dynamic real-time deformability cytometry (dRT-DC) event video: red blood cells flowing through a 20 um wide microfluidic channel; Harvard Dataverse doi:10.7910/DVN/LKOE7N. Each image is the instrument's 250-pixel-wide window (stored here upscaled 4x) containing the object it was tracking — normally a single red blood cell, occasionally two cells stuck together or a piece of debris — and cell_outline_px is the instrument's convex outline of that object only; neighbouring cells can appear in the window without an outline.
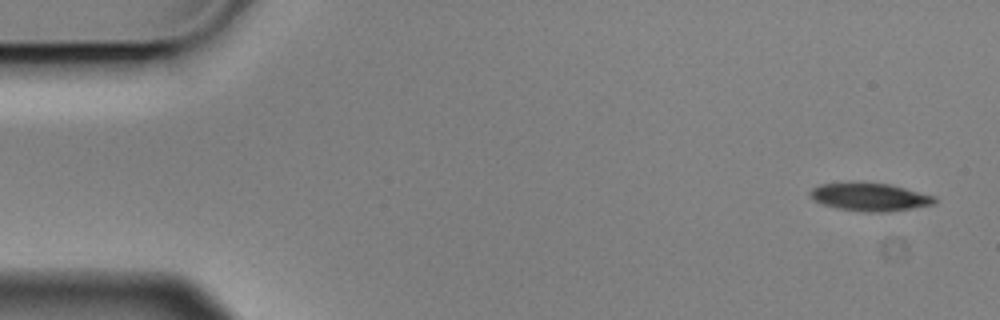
{"species": "Egyptian fruit bat (a non-hibernating species)", "species_latin": "Rousettus aegyptiacus", "temperature_condition": "cold", "stored_images_in_passage": 4, "segment_of_instrument_passage": [2, 2], "camera_frame_rate_fps": 3000, "um_per_image_px": 0.085, "animal": {"sex": "male"}, "frame": {"image": 1, "passage_image": 4, "time_ms": 1.0, "image_size_px": [1000, 320], "cell_outline_px": [[936, 204], [888, 212], [868, 212], [836, 208], [812, 200], [808, 196], [808, 192], [812, 188], [820, 184], [852, 180], [860, 180], [888, 184], [936, 196]], "centroid_in_image_um": [73.87, 16.71], "position_along_channel_um": 11.1, "area_um2": 20.98}}